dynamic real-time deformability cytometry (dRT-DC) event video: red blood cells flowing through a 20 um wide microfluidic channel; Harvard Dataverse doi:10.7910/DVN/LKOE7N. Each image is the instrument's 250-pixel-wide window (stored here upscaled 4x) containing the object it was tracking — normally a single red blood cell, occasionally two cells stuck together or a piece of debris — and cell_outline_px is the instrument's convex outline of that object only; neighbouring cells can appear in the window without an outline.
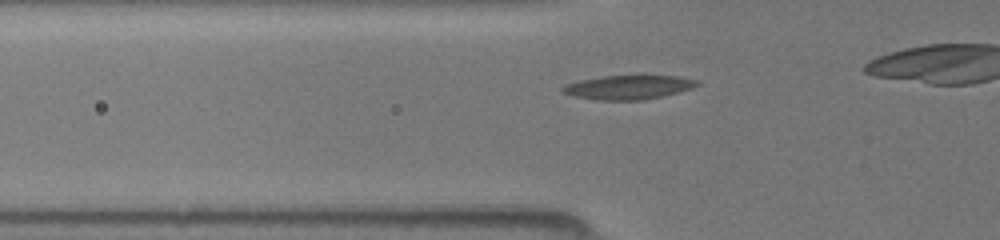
{"species": "common noctule bat (a hibernating species)", "species_latin": "Nyctalus noctula", "temperature_condition": "room temperature", "stored_images_in_passage": 25, "camera_frame_rate_fps": 3000, "um_per_image_px": 0.085, "animal": {"sex": "female", "body_mass_g": 19.5, "forearm_length_mm": 54.1}, "frame": {"image": 1, "passage_image": 2, "time_ms": 0.333, "image_size_px": [1000, 240], "cell_outline_px": [[700, 84], [692, 88], [644, 100], [596, 100], [572, 96], [564, 92], [560, 88], [568, 84], [580, 80], [604, 76], [676, 76], [696, 80]], "centroid_in_image_um": [53.38, 7.42], "position_along_channel_um": 72.4, "area_um2": 18.5}}
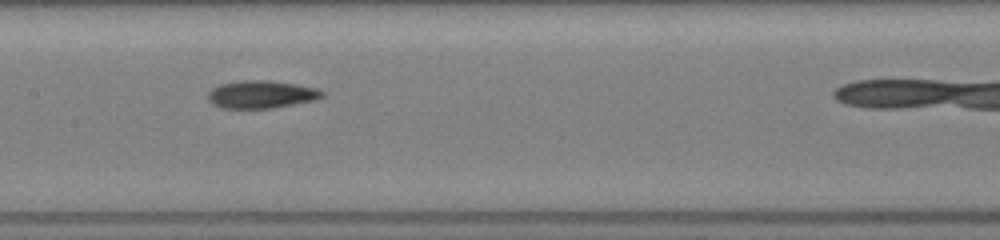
{"frame": {"image": 2, "passage_image": 10, "time_ms": 3.0, "image_size_px": [1000, 240], "cell_outline_px": [[324, 96], [316, 100], [272, 108], [220, 108], [212, 104], [208, 100], [208, 92], [212, 88], [220, 84], [244, 80], [268, 80], [296, 84], [316, 88], [324, 92]], "centroid_in_image_um": [22.2, 8.02], "position_along_channel_um": 185.2, "area_um2": 18.5}}
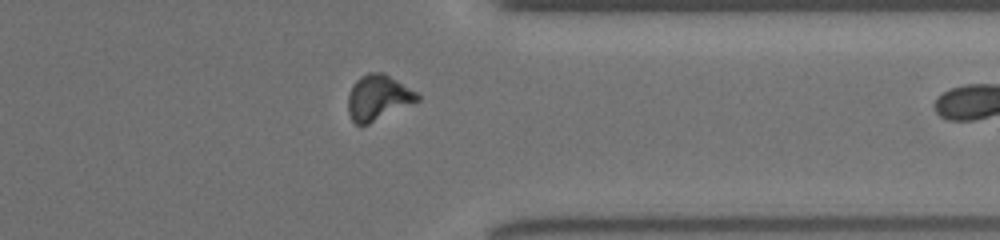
{"frame": {"image": 3, "passage_image": 24, "time_ms": 7.667, "image_size_px": [1000, 240], "cell_outline_px": [[420, 100], [368, 124], [356, 124], [352, 120], [348, 112], [348, 96], [352, 84], [360, 76], [368, 72], [384, 72], [416, 92], [420, 96]], "centroid_in_image_um": [32.12, 8.27], "position_along_channel_um": 379.3, "area_um2": 18.21}}